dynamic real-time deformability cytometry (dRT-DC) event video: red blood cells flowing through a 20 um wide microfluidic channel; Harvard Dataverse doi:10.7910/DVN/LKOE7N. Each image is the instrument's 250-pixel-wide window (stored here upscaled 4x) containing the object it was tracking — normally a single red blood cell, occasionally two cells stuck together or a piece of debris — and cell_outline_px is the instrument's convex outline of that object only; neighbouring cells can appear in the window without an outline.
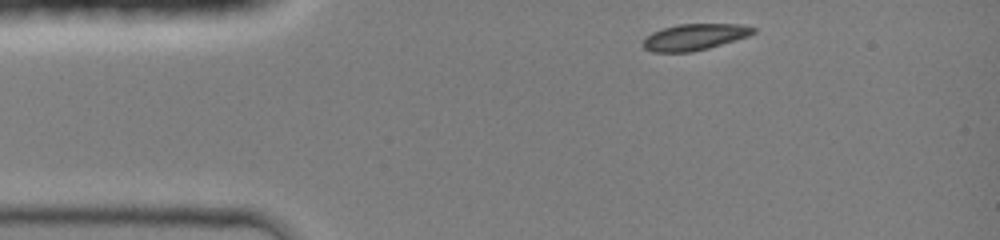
{"species": "common noctule bat (a hibernating species)", "species_latin": "Nyctalus noctula", "temperature_condition": "room temperature", "stored_images_in_passage": 33, "camera_frame_rate_fps": 3000, "um_per_image_px": 0.085, "animal": {"sex": "female", "body_mass_g": 19.0, "forearm_length_mm": 51.5}, "frame": {"image": 1, "passage_image": 1, "time_ms": 0.0, "image_size_px": [1000, 240], "cell_outline_px": [[756, 32], [748, 36], [736, 40], [708, 48], [692, 52], [652, 52], [644, 48], [640, 44], [652, 32], [664, 28], [680, 24], [740, 24], [756, 28]], "centroid_in_image_um": [59.04, 3.15], "position_along_channel_um": 26.0, "area_um2": 16.88}}
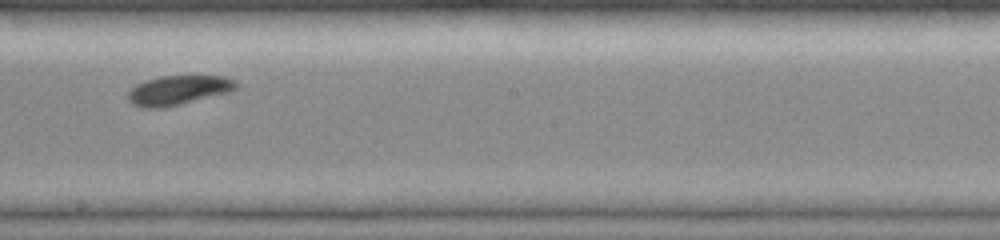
{"frame": {"image": 2, "passage_image": 19, "time_ms": 6.0, "image_size_px": [1000, 240], "cell_outline_px": [[240, 88], [232, 92], [164, 108], [144, 108], [132, 104], [128, 100], [128, 92], [136, 84], [160, 76], [224, 76], [236, 80], [240, 84]], "centroid_in_image_um": [15.24, 7.67], "position_along_channel_um": 233.0, "area_um2": 18.84}}
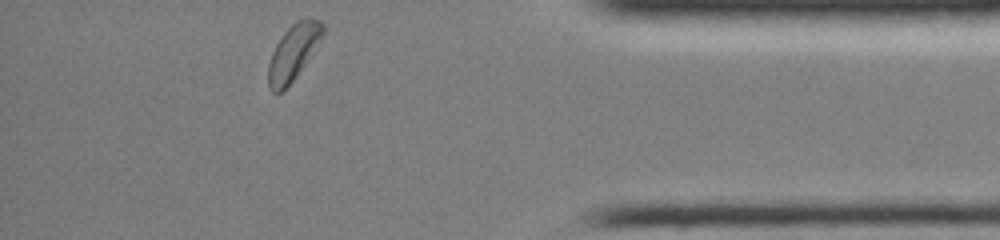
{"frame": {"image": 3, "passage_image": 33, "time_ms": 10.667, "image_size_px": [1000, 240], "cell_outline_px": [[324, 32], [304, 64], [292, 80], [280, 92], [272, 92], [268, 88], [268, 64], [272, 52], [276, 44], [284, 32], [296, 20], [308, 16], [320, 20], [324, 24]], "centroid_in_image_um": [24.91, 4.39], "position_along_channel_um": 410.3, "area_um2": 17.28}}